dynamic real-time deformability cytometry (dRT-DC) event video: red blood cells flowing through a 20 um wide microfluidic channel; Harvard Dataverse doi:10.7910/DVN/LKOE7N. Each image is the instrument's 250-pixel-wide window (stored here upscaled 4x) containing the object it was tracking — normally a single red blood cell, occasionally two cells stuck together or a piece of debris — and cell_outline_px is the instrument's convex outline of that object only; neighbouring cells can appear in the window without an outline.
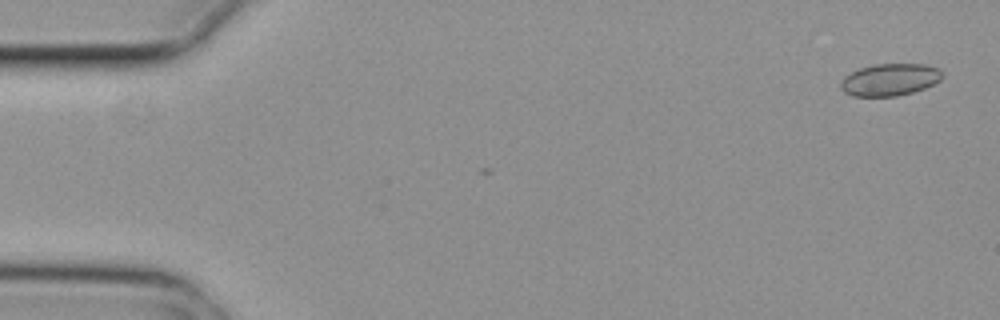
{"species": "common noctule bat (a hibernating species)", "species_latin": "Nyctalus noctula", "temperature_condition": "cold", "stored_images_in_passage": 5, "camera_frame_rate_fps": 3000, "um_per_image_px": 0.085, "animal": {"sex": "female", "body_mass_g": 29.2, "forearm_length_mm": 56.3}, "frame": {"image": 1, "passage_image": 1, "time_ms": 0.0, "image_size_px": [1000, 320], "cell_outline_px": [[944, 76], [940, 80], [924, 88], [912, 92], [896, 96], [852, 96], [844, 92], [840, 88], [840, 80], [844, 76], [860, 68], [876, 64], [924, 64], [940, 68]], "centroid_in_image_um": [75.63, 6.77], "position_along_channel_um": 9.4, "area_um2": 19.07}}
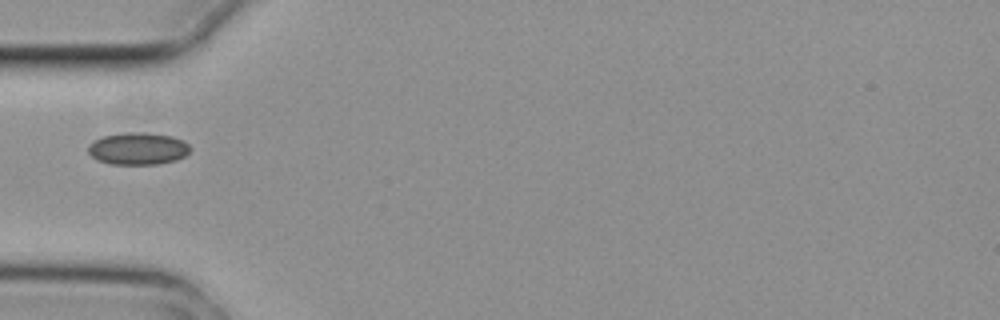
{"frame": {"image": 2, "passage_image": 5, "time_ms": 1.333, "image_size_px": [1000, 320], "cell_outline_px": [[192, 148], [184, 156], [176, 160], [160, 164], [112, 164], [96, 160], [88, 152], [88, 144], [92, 140], [104, 136], [132, 132], [144, 132], [172, 136], [184, 140]], "centroid_in_image_um": [11.73, 12.63], "position_along_channel_um": 73.3, "area_um2": 19.25}}